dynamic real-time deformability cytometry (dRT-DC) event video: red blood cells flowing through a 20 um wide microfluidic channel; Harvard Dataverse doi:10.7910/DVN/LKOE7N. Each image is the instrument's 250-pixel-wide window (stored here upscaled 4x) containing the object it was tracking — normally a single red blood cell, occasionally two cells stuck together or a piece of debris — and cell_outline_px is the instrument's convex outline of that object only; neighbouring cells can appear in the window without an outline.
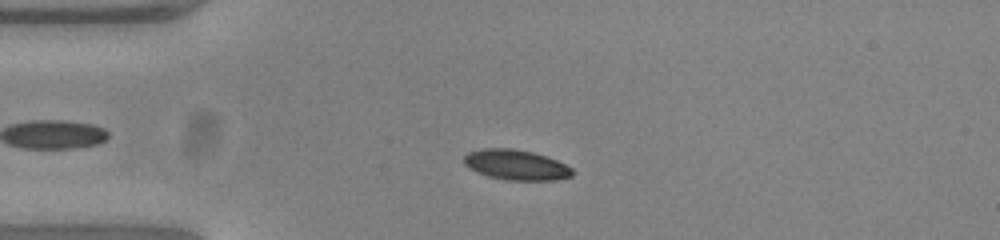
{"species": "common noctule bat (a hibernating species)", "species_latin": "Nyctalus noctula", "temperature_condition": "warm", "stored_images_in_passage": 50, "camera_frame_rate_fps": 3000, "um_per_image_px": 0.085, "animal": {"sex": "female", "body_mass_g": 23.0, "forearm_length_mm": 53.4}, "frame": {"image": 1, "passage_image": 10, "time_ms": 3.0, "image_size_px": [1000, 240], "cell_outline_px": [[572, 176], [556, 180], [508, 180], [488, 176], [476, 172], [468, 168], [464, 164], [464, 156], [468, 152], [484, 148], [512, 148], [532, 152], [548, 156], [572, 168]], "centroid_in_image_um": [43.84, 14.01], "position_along_channel_um": 41.2, "area_um2": 19.13}}
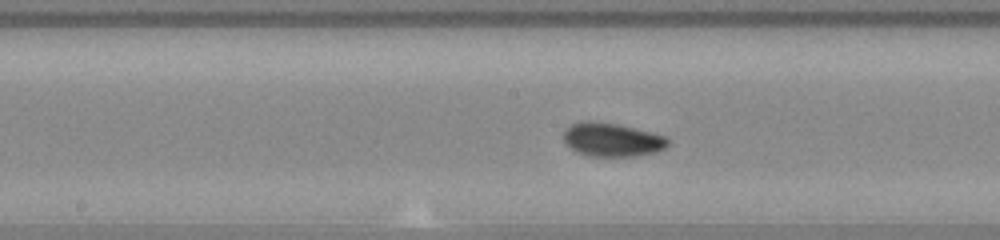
{"frame": {"image": 2, "passage_image": 24, "time_ms": 7.667, "image_size_px": [1000, 240], "cell_outline_px": [[668, 144], [664, 148], [656, 152], [632, 156], [588, 156], [576, 152], [564, 140], [564, 132], [572, 124], [580, 120], [592, 120], [616, 124], [664, 136], [668, 140]], "centroid_in_image_um": [51.98, 11.87], "position_along_channel_um": 196.2, "area_um2": 20.11}}
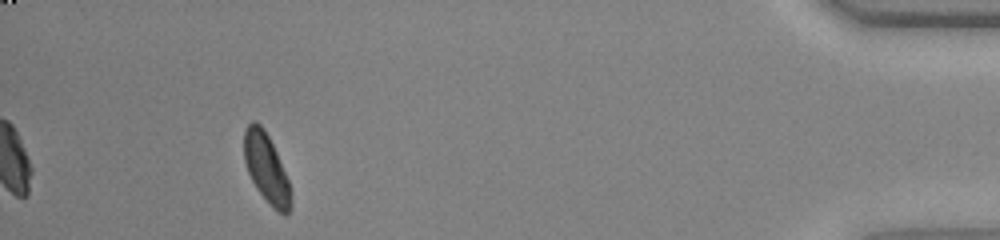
{"frame": {"image": 3, "passage_image": 46, "time_ms": 15.0, "image_size_px": [1000, 240], "cell_outline_px": [[292, 208], [284, 216], [276, 212], [272, 208], [256, 188], [248, 172], [244, 160], [244, 128], [252, 120], [256, 120], [264, 128], [276, 152], [288, 180], [292, 204]], "centroid_in_image_um": [22.63, 14.32], "position_along_channel_um": 412.6, "area_um2": 18.9}, "authors_computed_cell_mechanics": {"area_um2": 19.2763, "velocity_mm_per_s": 3.854, "shape_relaxation_time_tau1_ms": 2.7406, "shape_relaxation_time_tau2_ms": 5.366, "deformation_change_tau1": 0.1079, "deformation_change_tau2": 0.071}}